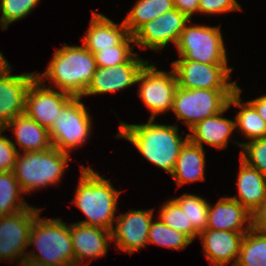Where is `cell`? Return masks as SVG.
Segmentation results:
<instances>
[{"instance_id":"cb8c5ba5","label":"cell","mask_w":266,"mask_h":266,"mask_svg":"<svg viewBox=\"0 0 266 266\" xmlns=\"http://www.w3.org/2000/svg\"><path fill=\"white\" fill-rule=\"evenodd\" d=\"M237 178L238 197L234 200L244 206L250 213L262 203L266 196V177L257 169L250 167L240 159Z\"/></svg>"},{"instance_id":"52a82bcc","label":"cell","mask_w":266,"mask_h":266,"mask_svg":"<svg viewBox=\"0 0 266 266\" xmlns=\"http://www.w3.org/2000/svg\"><path fill=\"white\" fill-rule=\"evenodd\" d=\"M236 90L184 89L177 87L172 111L190 130L205 118L221 112Z\"/></svg>"},{"instance_id":"ac0fdd59","label":"cell","mask_w":266,"mask_h":266,"mask_svg":"<svg viewBox=\"0 0 266 266\" xmlns=\"http://www.w3.org/2000/svg\"><path fill=\"white\" fill-rule=\"evenodd\" d=\"M245 233L212 229H206L202 232L198 237L201 239L202 250L210 265L226 266L234 261L232 265L234 266Z\"/></svg>"},{"instance_id":"6da1fadb","label":"cell","mask_w":266,"mask_h":266,"mask_svg":"<svg viewBox=\"0 0 266 266\" xmlns=\"http://www.w3.org/2000/svg\"><path fill=\"white\" fill-rule=\"evenodd\" d=\"M119 122V131L115 136L130 141L151 164L171 175L181 147L188 140V135L184 139L179 136L177 123L158 124L150 118L145 124Z\"/></svg>"},{"instance_id":"74e56055","label":"cell","mask_w":266,"mask_h":266,"mask_svg":"<svg viewBox=\"0 0 266 266\" xmlns=\"http://www.w3.org/2000/svg\"><path fill=\"white\" fill-rule=\"evenodd\" d=\"M199 2L200 0H173L174 7L189 19H192L195 12L198 14Z\"/></svg>"},{"instance_id":"7c38bea8","label":"cell","mask_w":266,"mask_h":266,"mask_svg":"<svg viewBox=\"0 0 266 266\" xmlns=\"http://www.w3.org/2000/svg\"><path fill=\"white\" fill-rule=\"evenodd\" d=\"M190 20L178 9L173 8L142 25L133 34L134 44L156 52L168 46L169 42L176 45L180 34Z\"/></svg>"},{"instance_id":"d4e9b609","label":"cell","mask_w":266,"mask_h":266,"mask_svg":"<svg viewBox=\"0 0 266 266\" xmlns=\"http://www.w3.org/2000/svg\"><path fill=\"white\" fill-rule=\"evenodd\" d=\"M242 89L237 85V90L231 95L228 105L241 108L235 117V126L242 135L249 140L266 137V122L258 114L254 106L249 102L242 103Z\"/></svg>"},{"instance_id":"9c48e42d","label":"cell","mask_w":266,"mask_h":266,"mask_svg":"<svg viewBox=\"0 0 266 266\" xmlns=\"http://www.w3.org/2000/svg\"><path fill=\"white\" fill-rule=\"evenodd\" d=\"M171 64L180 88L237 90L236 81L228 82L233 70L228 64H205L192 60H176Z\"/></svg>"},{"instance_id":"836d02e7","label":"cell","mask_w":266,"mask_h":266,"mask_svg":"<svg viewBox=\"0 0 266 266\" xmlns=\"http://www.w3.org/2000/svg\"><path fill=\"white\" fill-rule=\"evenodd\" d=\"M237 144L242 148L240 159L266 177V137Z\"/></svg>"},{"instance_id":"1f68e13d","label":"cell","mask_w":266,"mask_h":266,"mask_svg":"<svg viewBox=\"0 0 266 266\" xmlns=\"http://www.w3.org/2000/svg\"><path fill=\"white\" fill-rule=\"evenodd\" d=\"M166 225L186 234L192 241L199 235L193 230L192 224L180 206L171 198L161 206L158 216Z\"/></svg>"},{"instance_id":"f546056e","label":"cell","mask_w":266,"mask_h":266,"mask_svg":"<svg viewBox=\"0 0 266 266\" xmlns=\"http://www.w3.org/2000/svg\"><path fill=\"white\" fill-rule=\"evenodd\" d=\"M159 221L151 222L148 232V244L153 243L159 246L174 250H184L193 241L183 232L177 231L166 225L160 218Z\"/></svg>"},{"instance_id":"e0dca14e","label":"cell","mask_w":266,"mask_h":266,"mask_svg":"<svg viewBox=\"0 0 266 266\" xmlns=\"http://www.w3.org/2000/svg\"><path fill=\"white\" fill-rule=\"evenodd\" d=\"M70 234L74 251V266H88L81 264L88 257L90 259L106 256L112 242L111 231L81 223L70 225Z\"/></svg>"},{"instance_id":"83f0119b","label":"cell","mask_w":266,"mask_h":266,"mask_svg":"<svg viewBox=\"0 0 266 266\" xmlns=\"http://www.w3.org/2000/svg\"><path fill=\"white\" fill-rule=\"evenodd\" d=\"M22 193L24 192L12 171L0 172V216L13 214L30 206Z\"/></svg>"},{"instance_id":"ba28073f","label":"cell","mask_w":266,"mask_h":266,"mask_svg":"<svg viewBox=\"0 0 266 266\" xmlns=\"http://www.w3.org/2000/svg\"><path fill=\"white\" fill-rule=\"evenodd\" d=\"M81 97H73L49 129L52 146L63 153L82 146L90 136L92 121Z\"/></svg>"},{"instance_id":"5b68a950","label":"cell","mask_w":266,"mask_h":266,"mask_svg":"<svg viewBox=\"0 0 266 266\" xmlns=\"http://www.w3.org/2000/svg\"><path fill=\"white\" fill-rule=\"evenodd\" d=\"M70 155L55 147L45 151L18 153L13 169L14 177L24 193L60 182Z\"/></svg>"},{"instance_id":"44dd1931","label":"cell","mask_w":266,"mask_h":266,"mask_svg":"<svg viewBox=\"0 0 266 266\" xmlns=\"http://www.w3.org/2000/svg\"><path fill=\"white\" fill-rule=\"evenodd\" d=\"M129 34L123 21L116 24L105 15L93 10L89 29L82 43L94 54L101 49L119 45Z\"/></svg>"},{"instance_id":"484cf974","label":"cell","mask_w":266,"mask_h":266,"mask_svg":"<svg viewBox=\"0 0 266 266\" xmlns=\"http://www.w3.org/2000/svg\"><path fill=\"white\" fill-rule=\"evenodd\" d=\"M175 8L173 0H137V3L123 20L130 34L142 25Z\"/></svg>"},{"instance_id":"8fae6325","label":"cell","mask_w":266,"mask_h":266,"mask_svg":"<svg viewBox=\"0 0 266 266\" xmlns=\"http://www.w3.org/2000/svg\"><path fill=\"white\" fill-rule=\"evenodd\" d=\"M41 208L32 207L0 216V260L23 259L28 252L29 233Z\"/></svg>"},{"instance_id":"9a60e30c","label":"cell","mask_w":266,"mask_h":266,"mask_svg":"<svg viewBox=\"0 0 266 266\" xmlns=\"http://www.w3.org/2000/svg\"><path fill=\"white\" fill-rule=\"evenodd\" d=\"M153 208L149 210H130L116 216L117 224L111 230L112 242L117 250L132 254L148 245V232L153 220Z\"/></svg>"},{"instance_id":"5bb4252c","label":"cell","mask_w":266,"mask_h":266,"mask_svg":"<svg viewBox=\"0 0 266 266\" xmlns=\"http://www.w3.org/2000/svg\"><path fill=\"white\" fill-rule=\"evenodd\" d=\"M148 62L135 53L126 63L112 67H97L83 96L112 93L129 88L137 83L141 70Z\"/></svg>"},{"instance_id":"d6986e66","label":"cell","mask_w":266,"mask_h":266,"mask_svg":"<svg viewBox=\"0 0 266 266\" xmlns=\"http://www.w3.org/2000/svg\"><path fill=\"white\" fill-rule=\"evenodd\" d=\"M251 228L252 213L233 198L221 197L214 206L209 203L206 229L247 232Z\"/></svg>"},{"instance_id":"ab89813d","label":"cell","mask_w":266,"mask_h":266,"mask_svg":"<svg viewBox=\"0 0 266 266\" xmlns=\"http://www.w3.org/2000/svg\"><path fill=\"white\" fill-rule=\"evenodd\" d=\"M19 266H48V265L38 263L28 258H23L20 260Z\"/></svg>"},{"instance_id":"f1b7e54d","label":"cell","mask_w":266,"mask_h":266,"mask_svg":"<svg viewBox=\"0 0 266 266\" xmlns=\"http://www.w3.org/2000/svg\"><path fill=\"white\" fill-rule=\"evenodd\" d=\"M173 200L183 210L188 219V224H192L193 230L198 235L206 230L209 202L202 197L187 193Z\"/></svg>"},{"instance_id":"4fadbf2b","label":"cell","mask_w":266,"mask_h":266,"mask_svg":"<svg viewBox=\"0 0 266 266\" xmlns=\"http://www.w3.org/2000/svg\"><path fill=\"white\" fill-rule=\"evenodd\" d=\"M73 97L58 89L46 88L36 78L28 88L24 113L39 125L49 130L63 107Z\"/></svg>"},{"instance_id":"e575fe53","label":"cell","mask_w":266,"mask_h":266,"mask_svg":"<svg viewBox=\"0 0 266 266\" xmlns=\"http://www.w3.org/2000/svg\"><path fill=\"white\" fill-rule=\"evenodd\" d=\"M4 130L0 128V172L13 171L16 158L21 149H17L15 143L7 136L2 135Z\"/></svg>"},{"instance_id":"277c9868","label":"cell","mask_w":266,"mask_h":266,"mask_svg":"<svg viewBox=\"0 0 266 266\" xmlns=\"http://www.w3.org/2000/svg\"><path fill=\"white\" fill-rule=\"evenodd\" d=\"M31 245L39 254L29 251L25 258L48 266H74L70 225L59 218L40 219L39 212L29 233L28 246Z\"/></svg>"},{"instance_id":"d6a6232c","label":"cell","mask_w":266,"mask_h":266,"mask_svg":"<svg viewBox=\"0 0 266 266\" xmlns=\"http://www.w3.org/2000/svg\"><path fill=\"white\" fill-rule=\"evenodd\" d=\"M40 0H0V26L1 29H8L9 24L25 18L36 8Z\"/></svg>"},{"instance_id":"d590c367","label":"cell","mask_w":266,"mask_h":266,"mask_svg":"<svg viewBox=\"0 0 266 266\" xmlns=\"http://www.w3.org/2000/svg\"><path fill=\"white\" fill-rule=\"evenodd\" d=\"M240 10L237 0H200L198 13L210 15Z\"/></svg>"},{"instance_id":"f35d334b","label":"cell","mask_w":266,"mask_h":266,"mask_svg":"<svg viewBox=\"0 0 266 266\" xmlns=\"http://www.w3.org/2000/svg\"><path fill=\"white\" fill-rule=\"evenodd\" d=\"M249 102L254 106L261 118L266 122V94L254 100H250Z\"/></svg>"},{"instance_id":"ffe728a7","label":"cell","mask_w":266,"mask_h":266,"mask_svg":"<svg viewBox=\"0 0 266 266\" xmlns=\"http://www.w3.org/2000/svg\"><path fill=\"white\" fill-rule=\"evenodd\" d=\"M230 108L227 105L221 112L209 116L193 126L189 131L188 139L203 148V143L218 150L228 145V140L235 131V120L223 118V113Z\"/></svg>"},{"instance_id":"8992f818","label":"cell","mask_w":266,"mask_h":266,"mask_svg":"<svg viewBox=\"0 0 266 266\" xmlns=\"http://www.w3.org/2000/svg\"><path fill=\"white\" fill-rule=\"evenodd\" d=\"M178 60L205 64H228L220 26L187 24L176 43Z\"/></svg>"},{"instance_id":"8d00e7d4","label":"cell","mask_w":266,"mask_h":266,"mask_svg":"<svg viewBox=\"0 0 266 266\" xmlns=\"http://www.w3.org/2000/svg\"><path fill=\"white\" fill-rule=\"evenodd\" d=\"M252 228L266 232V196L262 203L252 213Z\"/></svg>"},{"instance_id":"4316f807","label":"cell","mask_w":266,"mask_h":266,"mask_svg":"<svg viewBox=\"0 0 266 266\" xmlns=\"http://www.w3.org/2000/svg\"><path fill=\"white\" fill-rule=\"evenodd\" d=\"M234 266H266V232L251 228L243 235Z\"/></svg>"},{"instance_id":"2e32d148","label":"cell","mask_w":266,"mask_h":266,"mask_svg":"<svg viewBox=\"0 0 266 266\" xmlns=\"http://www.w3.org/2000/svg\"><path fill=\"white\" fill-rule=\"evenodd\" d=\"M9 65L0 73V128L24 113L28 88L36 79V72L11 75Z\"/></svg>"},{"instance_id":"7a4b0ae2","label":"cell","mask_w":266,"mask_h":266,"mask_svg":"<svg viewBox=\"0 0 266 266\" xmlns=\"http://www.w3.org/2000/svg\"><path fill=\"white\" fill-rule=\"evenodd\" d=\"M53 54L46 71L42 75L36 73V78L41 83L46 82L44 79H50V84L59 91L83 97L97 69L94 54L84 45L68 46L66 43Z\"/></svg>"},{"instance_id":"603a6c76","label":"cell","mask_w":266,"mask_h":266,"mask_svg":"<svg viewBox=\"0 0 266 266\" xmlns=\"http://www.w3.org/2000/svg\"><path fill=\"white\" fill-rule=\"evenodd\" d=\"M205 158L204 148L192 143L189 139L185 142L171 174L177 187L205 180Z\"/></svg>"},{"instance_id":"4dcf8cb0","label":"cell","mask_w":266,"mask_h":266,"mask_svg":"<svg viewBox=\"0 0 266 266\" xmlns=\"http://www.w3.org/2000/svg\"><path fill=\"white\" fill-rule=\"evenodd\" d=\"M134 36L129 34L119 45L111 48L101 49L94 53L97 67H112L121 63H126L136 52H133L135 44Z\"/></svg>"},{"instance_id":"3957f363","label":"cell","mask_w":266,"mask_h":266,"mask_svg":"<svg viewBox=\"0 0 266 266\" xmlns=\"http://www.w3.org/2000/svg\"><path fill=\"white\" fill-rule=\"evenodd\" d=\"M72 200L86 215L78 223L112 230L118 198L121 192L115 189L110 180L103 178L92 167L81 166V176Z\"/></svg>"},{"instance_id":"30bf717a","label":"cell","mask_w":266,"mask_h":266,"mask_svg":"<svg viewBox=\"0 0 266 266\" xmlns=\"http://www.w3.org/2000/svg\"><path fill=\"white\" fill-rule=\"evenodd\" d=\"M137 83L139 97L150 110V119L163 112L172 111L174 94L178 87L174 70L161 71L153 63H147L141 70Z\"/></svg>"},{"instance_id":"7402d4cb","label":"cell","mask_w":266,"mask_h":266,"mask_svg":"<svg viewBox=\"0 0 266 266\" xmlns=\"http://www.w3.org/2000/svg\"><path fill=\"white\" fill-rule=\"evenodd\" d=\"M12 128L16 142L23 152L45 151L50 149L52 142L49 130L39 125L25 113L13 118L3 130Z\"/></svg>"}]
</instances>
